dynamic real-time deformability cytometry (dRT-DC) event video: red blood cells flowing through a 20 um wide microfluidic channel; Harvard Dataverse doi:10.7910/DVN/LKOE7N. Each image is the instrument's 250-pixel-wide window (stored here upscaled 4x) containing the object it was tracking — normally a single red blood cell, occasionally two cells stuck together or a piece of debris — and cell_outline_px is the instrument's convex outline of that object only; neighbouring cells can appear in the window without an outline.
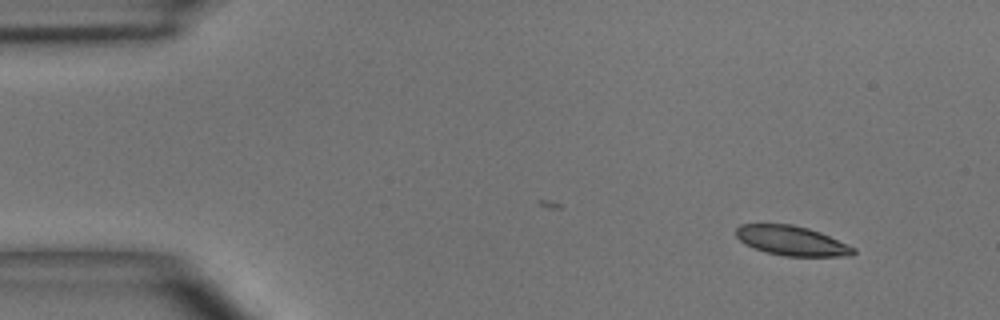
{"species": "common noctule bat (a hibernating species)", "species_latin": "Nyctalus noctula", "temperature_condition": "room temperature", "stored_images_in_passage": 5, "segment_of_instrument_passage": [1, 2], "camera_frame_rate_fps": 3000, "um_per_image_px": 0.085, "animal": {"sex": "male", "body_mass_g": 15.6}, "frame": {"image": 1, "passage_image": 1, "time_ms": 0.0, "image_size_px": [1000, 320], "cell_outline_px": [[856, 252], [852, 256], [784, 256], [768, 252], [744, 244], [736, 236], [736, 228], [740, 224], [792, 224], [808, 228], [820, 232], [856, 248]], "centroid_in_image_um": [67.31, 20.46], "position_along_channel_um": 17.7, "area_um2": 20.17}}
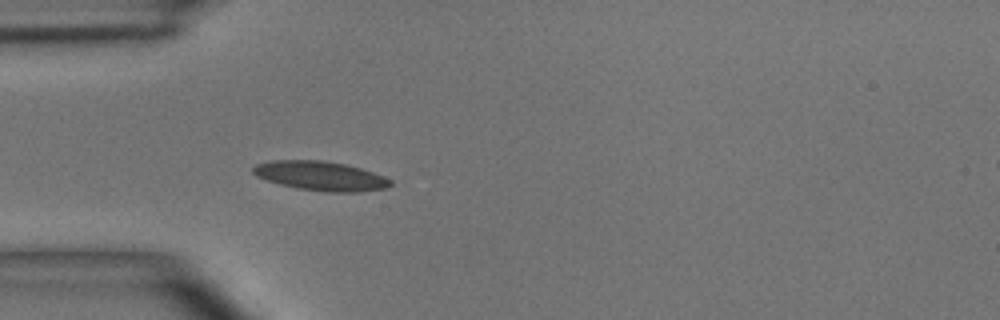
{"frame": {"image": 2, "passage_image": 4, "time_ms": 3.333, "image_size_px": [1000, 320], "cell_outline_px": [[392, 184], [384, 188], [360, 192], [324, 192], [300, 188], [280, 184], [256, 176], [252, 172], [252, 168], [256, 164], [272, 160], [324, 160], [348, 164], [372, 172], [392, 180]], "centroid_in_image_um": [27.25, 14.94], "position_along_channel_um": 57.8, "area_um2": 23.41}}